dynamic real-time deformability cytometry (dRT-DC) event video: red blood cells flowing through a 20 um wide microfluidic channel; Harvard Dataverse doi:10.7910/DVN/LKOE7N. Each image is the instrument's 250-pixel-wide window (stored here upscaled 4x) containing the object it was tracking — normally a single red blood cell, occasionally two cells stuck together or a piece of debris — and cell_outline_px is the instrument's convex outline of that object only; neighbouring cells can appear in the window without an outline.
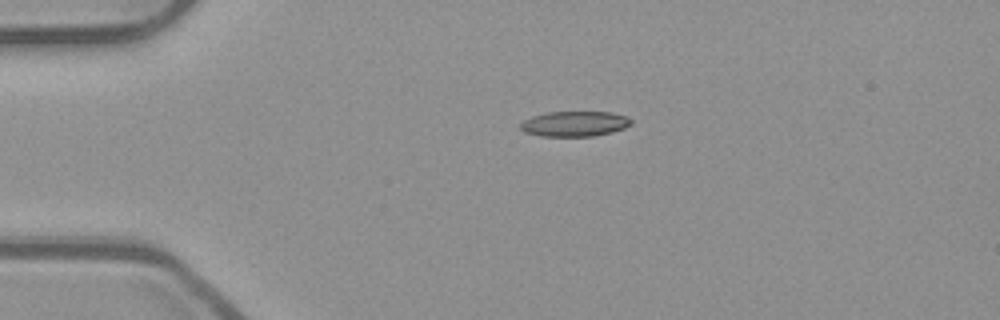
{"species": "common noctule bat (a hibernating species)", "species_latin": "Nyctalus noctula", "temperature_condition": "room temperature", "stored_images_in_passage": 52, "camera_frame_rate_fps": 3000, "um_per_image_px": 0.085, "animal": {"sex": "male", "body_mass_g": 23.1, "forearm_length_mm": 52.7}, "frame": {"image": 1, "passage_image": 11, "time_ms": 3.333, "image_size_px": [1000, 320], "cell_outline_px": [[632, 124], [624, 128], [612, 132], [592, 136], [540, 136], [524, 132], [520, 128], [520, 124], [524, 120], [532, 116], [544, 112], [612, 112], [628, 116], [632, 120]], "centroid_in_image_um": [48.85, 10.52], "position_along_channel_um": 36.2, "area_um2": 16.42}}
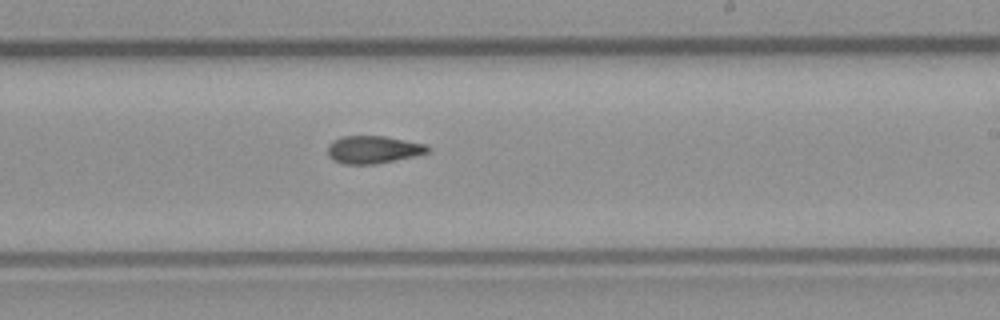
{"frame": {"image": 2, "passage_image": 31, "time_ms": 10.0, "image_size_px": [1000, 320], "cell_outline_px": [[432, 148], [428, 152], [412, 156], [372, 164], [344, 164], [332, 160], [328, 156], [328, 144], [332, 140], [344, 136], [384, 136], [424, 144]], "centroid_in_image_um": [31.66, 12.71], "position_along_channel_um": 257.3, "area_um2": 15.9}}
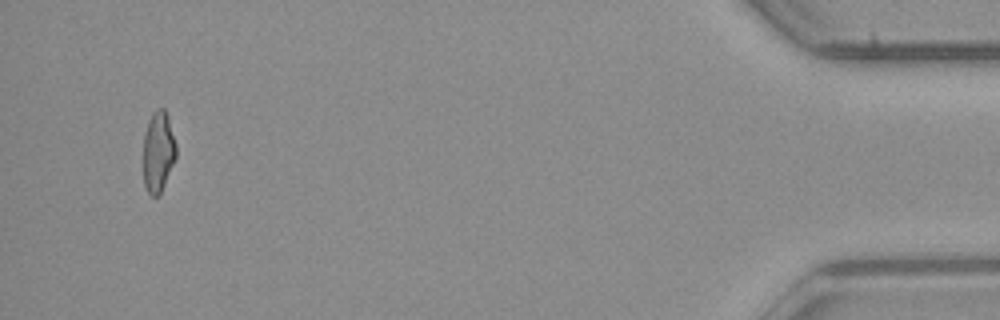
{"frame": {"image": 3, "passage_image": 50, "time_ms": 16.333, "image_size_px": [1000, 320], "cell_outline_px": [[176, 156], [164, 184], [160, 192], [156, 196], [152, 196], [148, 192], [144, 184], [144, 136], [148, 120], [152, 112], [156, 108], [164, 108], [168, 116], [176, 144]], "centroid_in_image_um": [13.45, 12.84], "position_along_channel_um": 421.8, "area_um2": 15.26}, "authors_computed_cell_mechanics": {"area_um2": 16.2129, "velocity_mm_per_s": 3.9061, "shape_relaxation_time_tau1_ms": null, "shape_relaxation_time_tau2_ms": 6.2654, "deformation_change_tau1": null, "deformation_change_tau2": 0.1177}}